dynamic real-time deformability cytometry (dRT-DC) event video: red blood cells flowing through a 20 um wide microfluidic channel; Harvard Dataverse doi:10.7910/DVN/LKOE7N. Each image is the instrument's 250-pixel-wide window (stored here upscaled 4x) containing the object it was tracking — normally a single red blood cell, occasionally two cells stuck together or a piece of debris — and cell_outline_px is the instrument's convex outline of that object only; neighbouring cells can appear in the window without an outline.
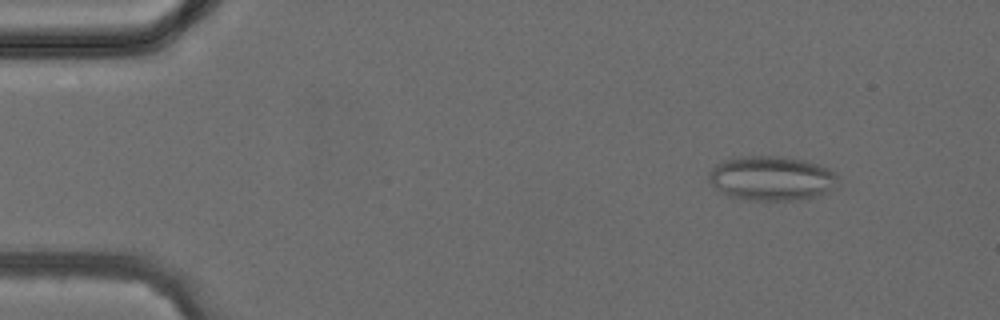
{"species": "common noctule bat (a hibernating species)", "species_latin": "Nyctalus noctula", "temperature_condition": "cold", "stored_images_in_passage": 42, "segment_of_instrument_passage": [1, 2], "camera_frame_rate_fps": 3000, "um_per_image_px": 0.085, "animal": {"sex": "female", "body_mass_g": 24.6, "forearm_length_mm": 56.2}, "frame": {"image": 1, "passage_image": 5, "time_ms": 1.333, "image_size_px": [1000, 320], "cell_outline_px": [[836, 188], [820, 196], [792, 200], [748, 200], [728, 196], [720, 192], [708, 180], [708, 176], [712, 168], [716, 164], [724, 160], [740, 156], [776, 156], [808, 160], [820, 164], [836, 172]], "centroid_in_image_um": [65.6, 15.15], "position_along_channel_um": 19.4, "area_um2": 33.81}}